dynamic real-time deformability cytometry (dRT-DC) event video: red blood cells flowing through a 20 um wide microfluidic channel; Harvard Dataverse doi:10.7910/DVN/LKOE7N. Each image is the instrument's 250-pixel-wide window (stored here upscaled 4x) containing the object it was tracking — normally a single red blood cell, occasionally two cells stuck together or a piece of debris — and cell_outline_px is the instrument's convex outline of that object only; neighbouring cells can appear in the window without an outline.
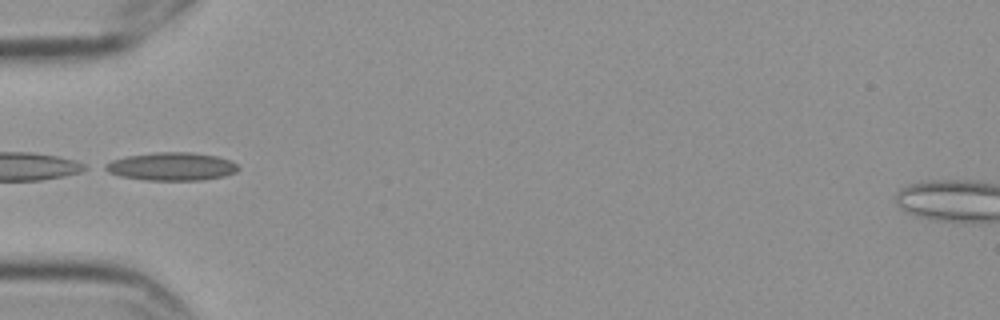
{"species": "Egyptian fruit bat (a non-hibernating species)", "species_latin": "Rousettus aegyptiacus", "temperature_condition": "cold", "stored_images_in_passage": 9, "camera_frame_rate_fps": 3000, "um_per_image_px": 0.085, "frame": {"image": 1, "passage_image": 6, "time_ms": 1.667, "image_size_px": [1000, 320], "cell_outline_px": [[240, 168], [236, 172], [224, 176], [200, 180], [148, 180], [120, 176], [108, 172], [100, 168], [104, 164], [112, 160], [128, 156], [156, 152], [192, 152], [216, 156], [228, 160], [236, 164]], "centroid_in_image_um": [14.55, 14.15], "position_along_channel_um": 70.5, "area_um2": 21.73}}
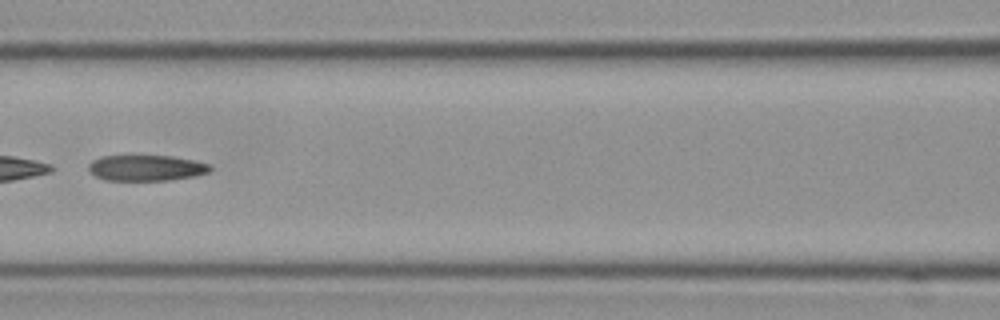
{"frame": {"image": 2, "passage_image": 8, "time_ms": 2.333, "image_size_px": [1000, 320], "cell_outline_px": [[212, 168], [208, 172], [196, 176], [168, 180], [104, 180], [96, 176], [88, 168], [88, 164], [92, 160], [104, 156], [172, 156], [196, 160], [208, 164]], "centroid_in_image_um": [12.45, 14.27], "position_along_channel_um": 154.2, "area_um2": 18.21}}
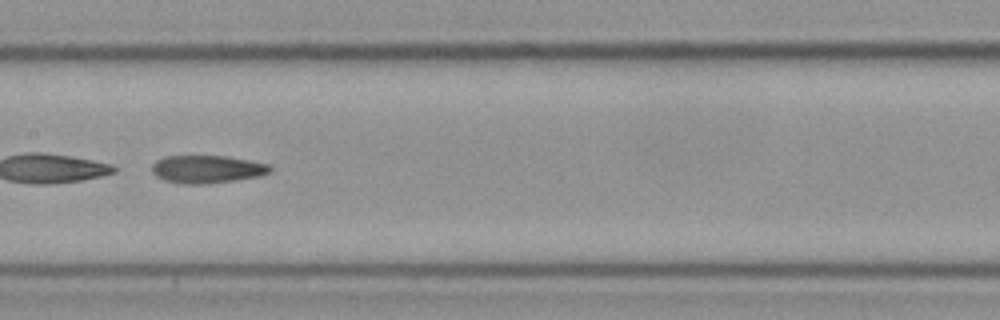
{"frame": {"image": 3, "passage_image": 9, "time_ms": 2.667, "image_size_px": [1000, 320], "cell_outline_px": [[272, 172], [260, 176], [236, 180], [208, 184], [184, 184], [164, 180], [156, 176], [152, 172], [152, 164], [156, 160], [164, 156], [224, 156], [248, 160], [268, 164], [272, 168]], "centroid_in_image_um": [17.6, 14.39], "position_along_channel_um": 189.8, "area_um2": 19.25}}